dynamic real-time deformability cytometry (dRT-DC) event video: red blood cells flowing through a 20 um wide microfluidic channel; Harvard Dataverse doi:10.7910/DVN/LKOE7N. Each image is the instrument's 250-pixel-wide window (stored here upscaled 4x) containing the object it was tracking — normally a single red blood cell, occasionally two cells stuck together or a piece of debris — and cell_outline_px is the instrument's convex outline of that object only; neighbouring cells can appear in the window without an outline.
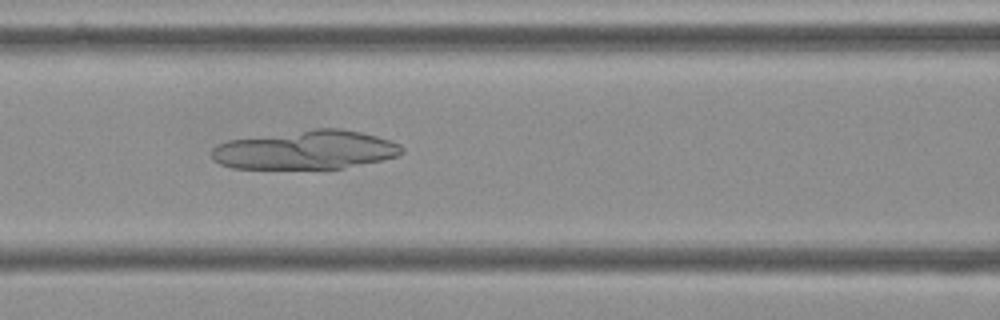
{"species": "Egyptian fruit bat (a non-hibernating species)", "species_latin": "Rousettus aegyptiacus", "temperature_condition": "cold", "stored_images_in_passage": 21, "segment_of_instrument_passage": [1, 2], "camera_frame_rate_fps": 3000, "um_per_image_px": 0.085, "frame": {"image": 1, "passage_image": 8, "time_ms": 2.333, "image_size_px": [1000, 320], "cell_outline_px": [[404, 152], [400, 156], [344, 168], [232, 168], [220, 164], [212, 160], [212, 148], [216, 144], [228, 140], [316, 128], [344, 128], [376, 136], [400, 144], [404, 148]], "centroid_in_image_um": [26.0, 12.74], "position_along_channel_um": 140.6, "area_um2": 43.06}}
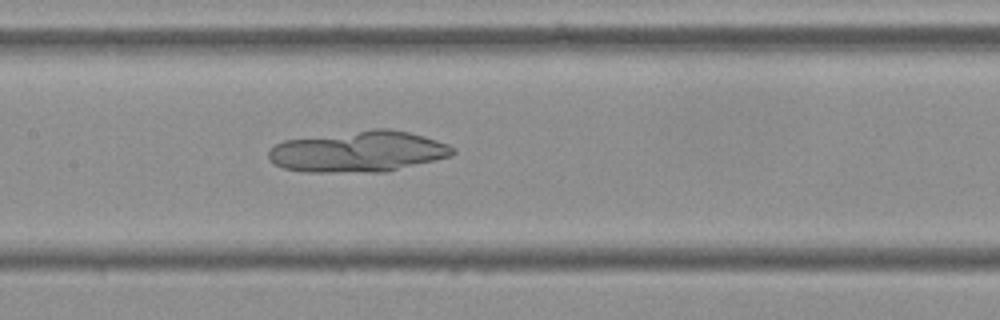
{"frame": {"image": 2, "passage_image": 11, "time_ms": 3.333, "image_size_px": [1000, 320], "cell_outline_px": [[456, 152], [452, 156], [388, 172], [304, 172], [284, 168], [276, 164], [268, 156], [268, 148], [284, 140], [372, 128], [388, 128], [408, 132], [424, 136], [448, 144], [456, 148]], "centroid_in_image_um": [30.49, 12.88], "position_along_channel_um": 176.9, "area_um2": 44.45}}
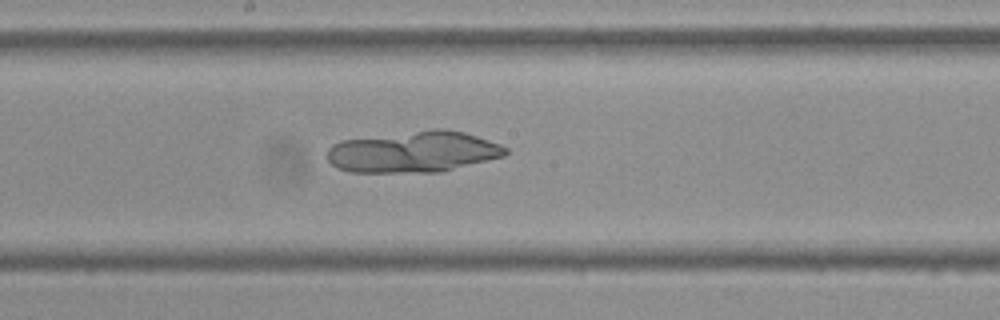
{"frame": {"image": 3, "passage_image": 14, "time_ms": 4.333, "image_size_px": [1000, 320], "cell_outline_px": [[508, 152], [504, 156], [440, 172], [352, 172], [340, 168], [332, 164], [328, 160], [328, 148], [332, 144], [340, 140], [432, 128], [444, 128], [464, 132], [500, 144], [508, 148]], "centroid_in_image_um": [35.15, 12.89], "position_along_channel_um": 213.1, "area_um2": 42.95}}